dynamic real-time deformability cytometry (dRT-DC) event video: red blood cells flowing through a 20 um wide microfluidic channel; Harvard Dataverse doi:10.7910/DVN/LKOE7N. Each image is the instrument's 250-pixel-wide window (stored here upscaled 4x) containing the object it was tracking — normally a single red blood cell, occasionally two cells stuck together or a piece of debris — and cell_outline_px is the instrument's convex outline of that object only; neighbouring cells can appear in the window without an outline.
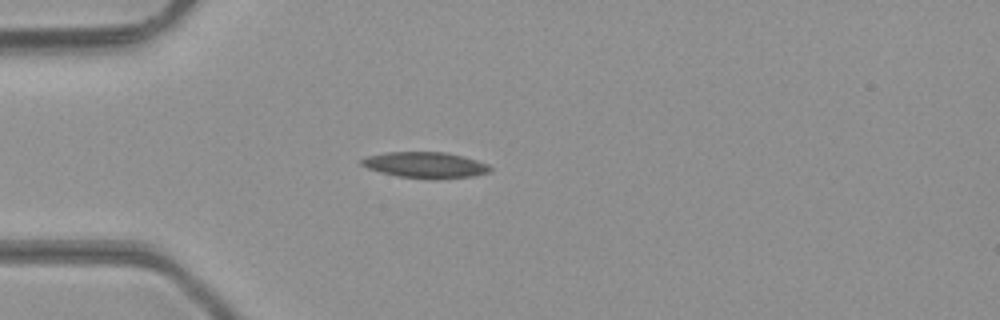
{"species": "common noctule bat (a hibernating species)", "species_latin": "Nyctalus noctula", "temperature_condition": "room temperature", "stored_images_in_passage": 30, "camera_frame_rate_fps": 3000, "um_per_image_px": 0.085, "animal": {"sex": "male", "body_mass_g": 23.1, "forearm_length_mm": 52.7}, "frame": {"image": 1, "passage_image": 1, "time_ms": 0.0, "image_size_px": [1000, 320], "cell_outline_px": [[492, 172], [472, 176], [436, 180], [432, 180], [400, 176], [380, 172], [368, 168], [360, 164], [360, 160], [368, 156], [384, 152], [448, 152], [464, 156], [488, 164], [492, 168]], "centroid_in_image_um": [36.19, 14.03], "position_along_channel_um": 48.8, "area_um2": 19.71}}
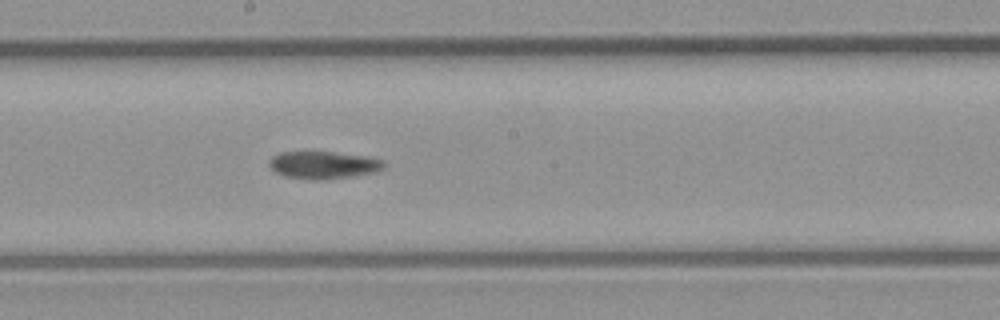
{"frame": {"image": 2, "passage_image": 14, "time_ms": 4.333, "image_size_px": [1000, 320], "cell_outline_px": [[388, 164], [384, 168], [376, 172], [352, 176], [324, 180], [312, 180], [284, 176], [272, 172], [268, 164], [268, 160], [272, 156], [280, 152], [332, 152], [368, 156], [384, 160]], "centroid_in_image_um": [27.49, 14.03], "position_along_channel_um": 220.7, "area_um2": 18.79}}
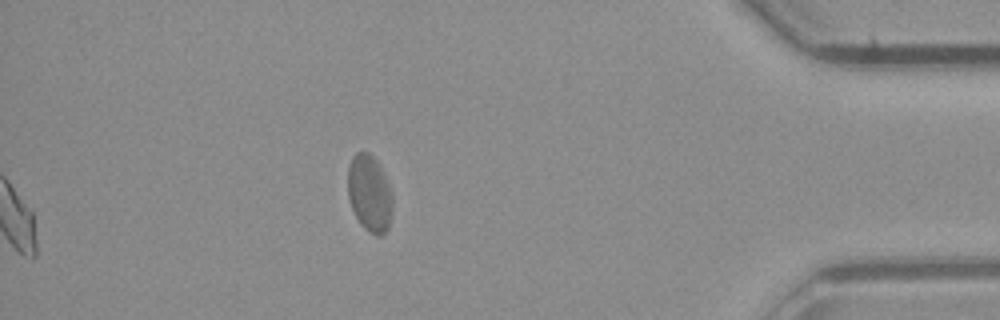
{"frame": {"image": 3, "passage_image": 30, "time_ms": 9.667, "image_size_px": [1000, 320], "cell_outline_px": [[392, 212], [388, 228], [380, 236], [376, 236], [368, 232], [360, 224], [352, 208], [348, 196], [348, 168], [352, 156], [356, 152], [368, 152], [380, 164], [392, 192]], "centroid_in_image_um": [31.42, 16.44], "position_along_channel_um": 403.8, "area_um2": 20.17}, "authors_computed_cell_mechanics": {"area_um2": 19.1607, "velocity_mm_per_s": 4.2899, "shape_relaxation_time_tau1_ms": null, "shape_relaxation_time_tau2_ms": 4.4853, "deformation_change_tau1": null, "deformation_change_tau2": 0.0912}}